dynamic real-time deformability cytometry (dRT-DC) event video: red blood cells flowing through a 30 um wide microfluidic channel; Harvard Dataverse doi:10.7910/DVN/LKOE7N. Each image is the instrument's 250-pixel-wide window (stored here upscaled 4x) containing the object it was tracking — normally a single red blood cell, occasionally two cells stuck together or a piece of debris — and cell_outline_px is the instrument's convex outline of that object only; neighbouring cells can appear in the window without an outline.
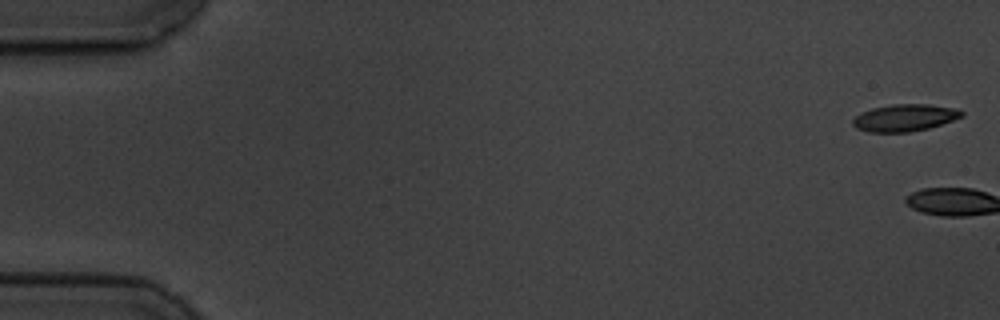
{"species": "common noctule bat (a hibernating species)", "species_latin": "Nyctalus noctula", "temperature_condition": "cold", "stored_images_in_passage": 16, "camera_frame_rate_fps": 3000, "um_per_image_px": 0.085, "animal": {"sex": "male", "body_mass_g": 19.5, "forearm_length_mm": 54.6}, "frame": {"image": 1, "passage_image": 1, "time_ms": 0.0, "image_size_px": [1000, 320], "cell_outline_px": [[964, 116], [928, 128], [908, 132], [868, 132], [856, 128], [852, 124], [852, 120], [860, 112], [872, 108], [892, 104], [928, 104], [956, 108], [964, 112]], "centroid_in_image_um": [76.88, 10.0], "position_along_channel_um": 8.1, "area_um2": 17.17}}
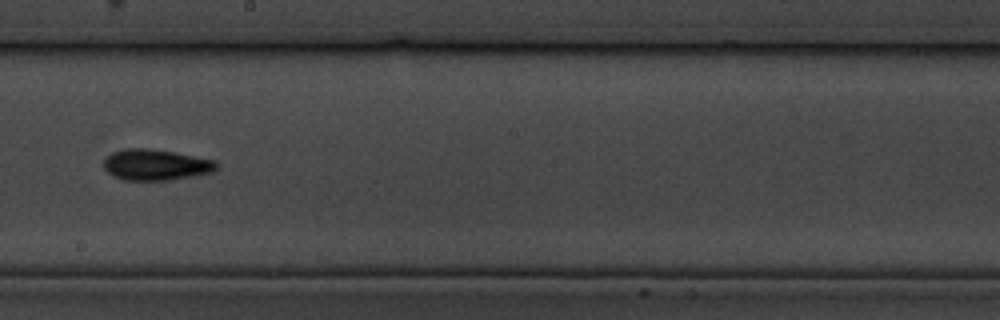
{"frame": {"image": 2, "passage_image": 10, "time_ms": 11.333, "image_size_px": [1000, 320], "cell_outline_px": [[220, 164], [212, 172], [192, 176], [168, 180], [124, 180], [112, 176], [104, 168], [104, 160], [112, 152], [124, 148], [148, 148], [172, 152], [216, 160]], "centroid_in_image_um": [13.23, 14.0], "position_along_channel_um": 235.0, "area_um2": 20.35}}
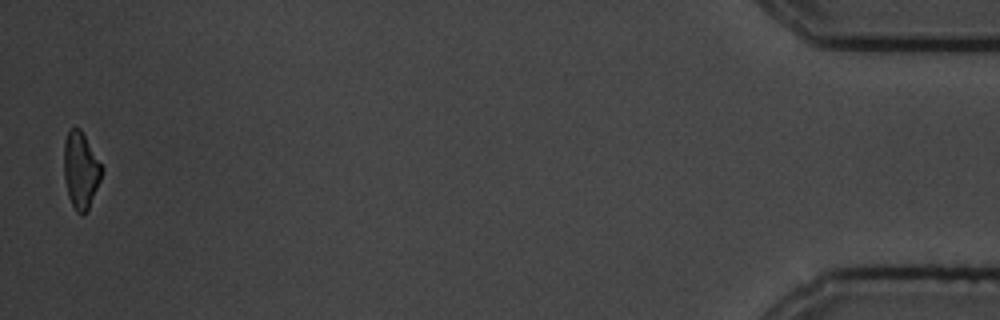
{"frame": {"image": 3, "passage_image": 16, "time_ms": 19.333, "image_size_px": [1000, 320], "cell_outline_px": [[104, 168], [100, 180], [88, 208], [84, 212], [76, 212], [68, 196], [64, 176], [64, 140], [68, 128], [80, 128]], "centroid_in_image_um": [6.85, 14.41], "position_along_channel_um": 428.3, "area_um2": 16.7}, "authors_computed_cell_mechanics": {"area_um2": 18.5249, "velocity_mm_per_s": 3.5192, "shape_relaxation_time_tau1_ms": 4.1251, "shape_relaxation_time_tau2_ms": 7.0935, "deformation_change_tau1": 0.1406, "deformation_change_tau2": 0.1707}}